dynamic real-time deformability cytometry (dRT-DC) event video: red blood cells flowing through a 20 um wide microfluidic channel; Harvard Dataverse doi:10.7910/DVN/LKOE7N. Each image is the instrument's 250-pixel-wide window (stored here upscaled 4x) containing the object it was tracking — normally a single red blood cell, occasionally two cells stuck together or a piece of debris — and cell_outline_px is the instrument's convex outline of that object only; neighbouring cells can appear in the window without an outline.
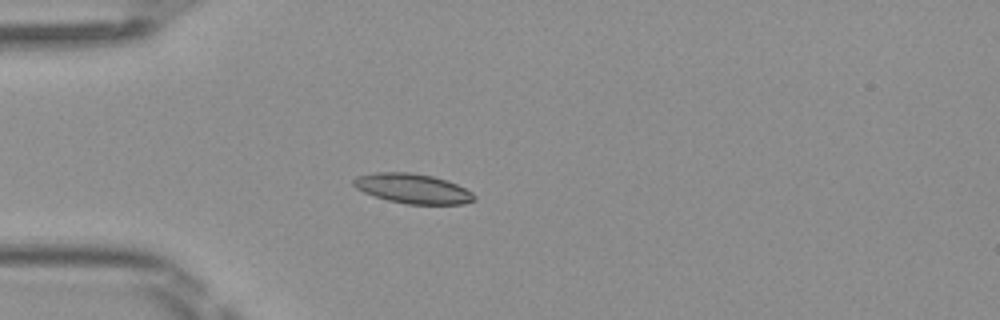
{"species": "Egyptian fruit bat (a non-hibernating species)", "species_latin": "Rousettus aegyptiacus", "temperature_condition": "room temperature", "stored_images_in_passage": 51, "camera_frame_rate_fps": 3000, "um_per_image_px": 0.085, "frame": {"image": 1, "passage_image": 15, "time_ms": 4.667, "image_size_px": [1000, 320], "cell_outline_px": [[476, 200], [464, 204], [408, 204], [388, 200], [364, 192], [356, 188], [352, 184], [352, 180], [356, 176], [376, 172], [408, 172], [432, 176], [456, 184], [472, 192], [476, 196]], "centroid_in_image_um": [35.07, 16.03], "position_along_channel_um": 49.9, "area_um2": 20.81}}
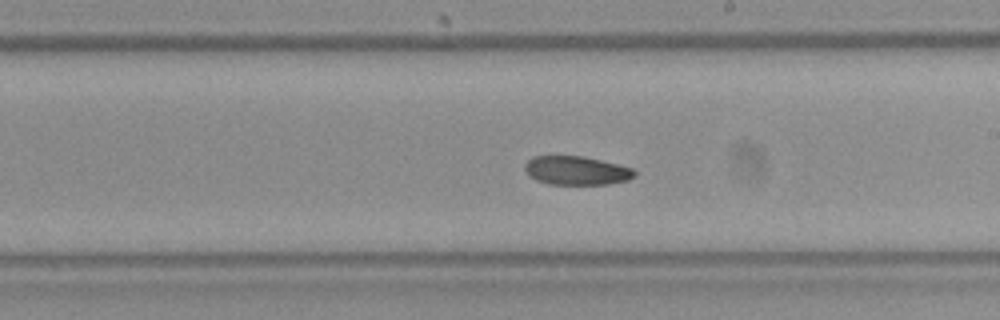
{"frame": {"image": 2, "passage_image": 30, "time_ms": 9.667, "image_size_px": [1000, 320], "cell_outline_px": [[636, 176], [628, 180], [608, 184], [548, 184], [536, 180], [524, 168], [524, 164], [532, 156], [584, 156], [632, 168], [636, 172]], "centroid_in_image_um": [49.01, 14.49], "position_along_channel_um": 240.0, "area_um2": 18.26}}
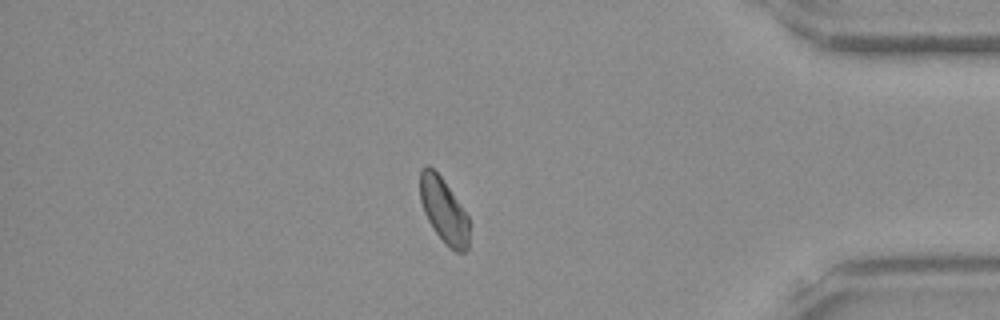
{"frame": {"image": 3, "passage_image": 44, "time_ms": 14.333, "image_size_px": [1000, 320], "cell_outline_px": [[468, 248], [464, 252], [456, 252], [448, 248], [444, 244], [432, 228], [424, 212], [420, 200], [420, 168], [424, 164], [428, 164], [440, 176], [468, 216]], "centroid_in_image_um": [37.69, 17.9], "position_along_channel_um": 397.5, "area_um2": 18.55}, "authors_computed_cell_mechanics": {"area_um2": 19.652, "velocity_mm_per_s": 4.0684, "shape_relaxation_time_tau1_ms": 6.7615, "shape_relaxation_time_tau2_ms": null, "deformation_change_tau1": 0.1025, "deformation_change_tau2": null}}